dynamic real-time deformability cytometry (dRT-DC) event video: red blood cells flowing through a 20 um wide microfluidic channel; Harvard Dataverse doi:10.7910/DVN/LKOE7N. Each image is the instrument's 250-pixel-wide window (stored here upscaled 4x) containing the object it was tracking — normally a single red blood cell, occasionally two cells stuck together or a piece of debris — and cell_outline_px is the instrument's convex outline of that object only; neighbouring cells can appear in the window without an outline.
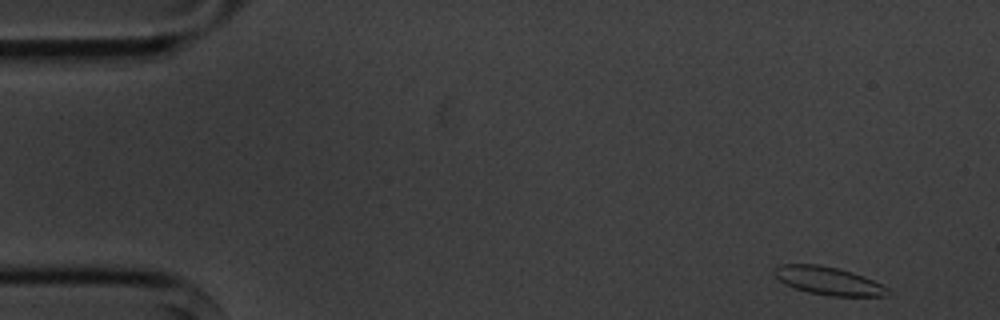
{"species": "common noctule bat (a hibernating species)", "species_latin": "Nyctalus noctula", "temperature_condition": "cold", "stored_images_in_passage": 7, "camera_frame_rate_fps": 3000, "um_per_image_px": 0.085, "animal": {"sex": "male", "body_mass_g": 20.1, "forearm_length_mm": 53.5}, "frame": {"image": 1, "passage_image": 1, "time_ms": 0.0, "image_size_px": [1000, 320], "cell_outline_px": [[888, 296], [828, 296], [808, 292], [784, 284], [772, 272], [772, 268], [780, 264], [816, 264], [836, 268], [852, 272], [864, 276], [888, 288]], "centroid_in_image_um": [70.37, 23.87], "position_along_channel_um": 14.6, "area_um2": 18.5}}
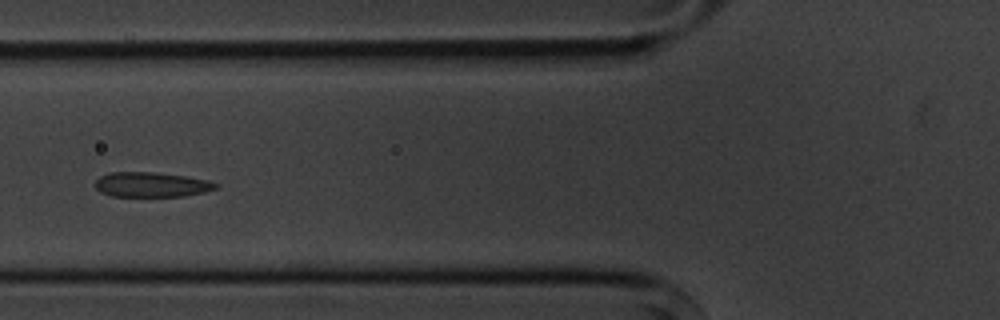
{"frame": {"image": 2, "passage_image": 6, "time_ms": 5.667, "image_size_px": [1000, 320], "cell_outline_px": [[220, 184], [216, 188], [204, 192], [184, 196], [112, 196], [100, 192], [96, 188], [96, 180], [100, 176], [112, 172], [156, 172], [184, 176], [208, 180]], "centroid_in_image_um": [12.88, 15.69], "position_along_channel_um": 112.9, "area_um2": 17.4}}
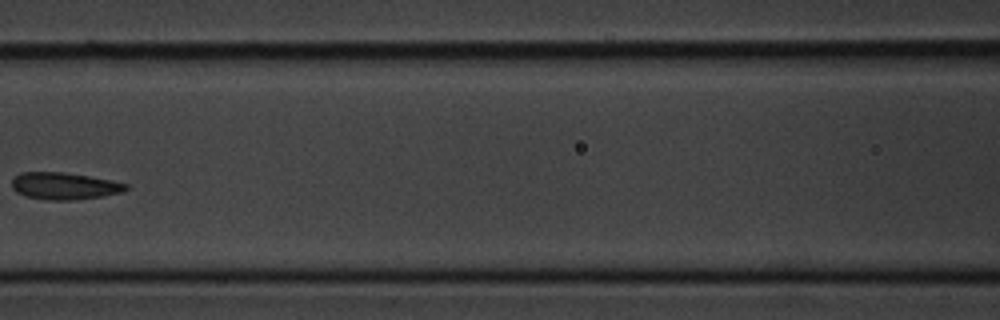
{"frame": {"image": 3, "passage_image": 7, "time_ms": 7.0, "image_size_px": [1000, 320], "cell_outline_px": [[128, 188], [124, 192], [104, 196], [76, 200], [48, 200], [24, 196], [16, 192], [12, 188], [12, 180], [16, 176], [24, 172], [64, 172], [112, 180], [128, 184]], "centroid_in_image_um": [5.49, 15.82], "position_along_channel_um": 161.1, "area_um2": 18.09}}